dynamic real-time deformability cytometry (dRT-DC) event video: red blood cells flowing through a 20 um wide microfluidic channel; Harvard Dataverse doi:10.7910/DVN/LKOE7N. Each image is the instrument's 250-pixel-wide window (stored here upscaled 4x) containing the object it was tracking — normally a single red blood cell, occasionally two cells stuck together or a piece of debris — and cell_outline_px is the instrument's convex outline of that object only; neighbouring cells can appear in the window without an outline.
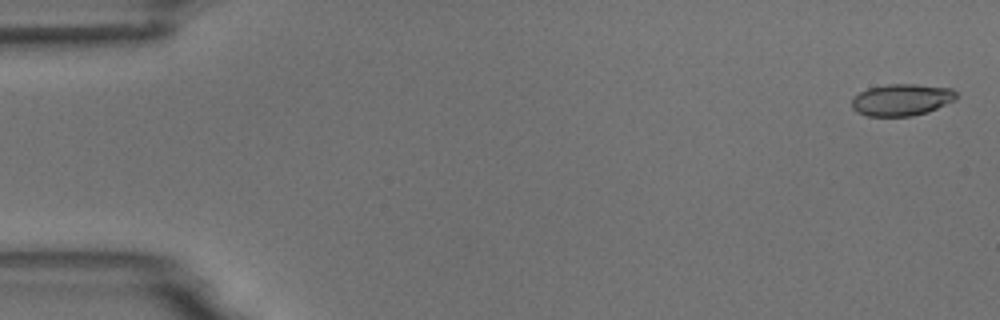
{"species": "common noctule bat (a hibernating species)", "species_latin": "Nyctalus noctula", "temperature_condition": "room temperature", "stored_images_in_passage": 7, "camera_frame_rate_fps": 3000, "um_per_image_px": 0.085, "animal": {"sex": "male", "body_mass_g": 18.8}, "frame": {"image": 1, "passage_image": 1, "time_ms": 0.0, "image_size_px": [1000, 320], "cell_outline_px": [[956, 100], [928, 112], [912, 116], [868, 116], [856, 112], [852, 108], [852, 100], [860, 92], [868, 88], [888, 84], [916, 84], [952, 88], [956, 92]], "centroid_in_image_um": [76.66, 8.48], "position_along_channel_um": 8.3, "area_um2": 19.42}}